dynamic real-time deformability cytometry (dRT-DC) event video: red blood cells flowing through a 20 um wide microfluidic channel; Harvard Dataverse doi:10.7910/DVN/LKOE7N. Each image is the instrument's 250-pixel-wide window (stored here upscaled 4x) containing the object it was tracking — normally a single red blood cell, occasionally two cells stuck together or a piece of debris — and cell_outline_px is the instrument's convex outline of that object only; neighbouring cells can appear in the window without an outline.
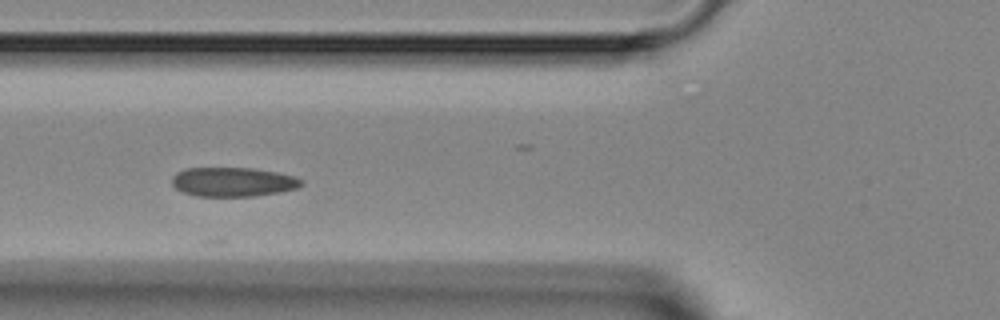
{"species": "Egyptian fruit bat (a non-hibernating species)", "species_latin": "Rousettus aegyptiacus", "temperature_condition": "room temperature", "stored_images_in_passage": 3, "camera_frame_rate_fps": 3000, "um_per_image_px": 0.085, "animal": {"sex": "female"}, "frame": {"image": 1, "passage_image": 2, "time_ms": 1.0, "image_size_px": [1000, 320], "cell_outline_px": [[304, 184], [296, 188], [280, 192], [252, 196], [196, 196], [184, 192], [176, 188], [172, 184], [172, 176], [176, 172], [184, 168], [252, 168], [276, 172], [292, 176], [304, 180]], "centroid_in_image_um": [19.79, 15.46], "position_along_channel_um": 106.0, "area_um2": 22.02}}